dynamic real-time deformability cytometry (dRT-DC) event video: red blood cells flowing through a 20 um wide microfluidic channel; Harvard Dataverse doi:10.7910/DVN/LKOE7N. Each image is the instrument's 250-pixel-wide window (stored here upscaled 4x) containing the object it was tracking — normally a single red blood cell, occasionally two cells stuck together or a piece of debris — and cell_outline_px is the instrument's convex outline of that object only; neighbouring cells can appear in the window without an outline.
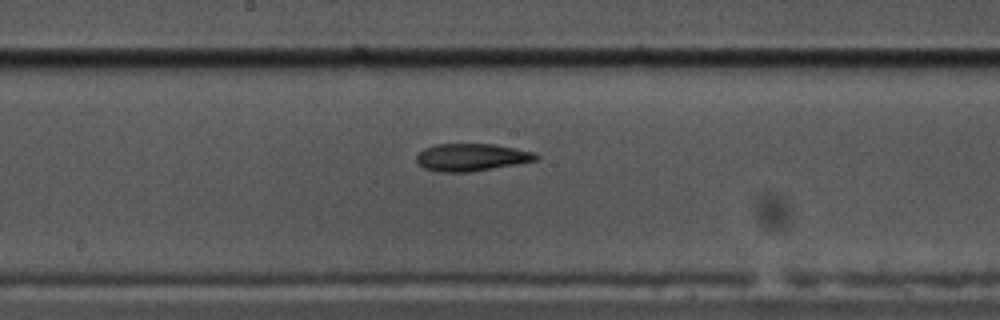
{"species": "common noctule bat (a hibernating species)", "species_latin": "Nyctalus noctula", "temperature_condition": "cold", "stored_images_in_passage": 39, "camera_frame_rate_fps": 3000, "um_per_image_px": 0.085, "animal": {"sex": "male", "body_mass_g": 17.5, "forearm_length_mm": 52.3}, "frame": {"image": 1, "passage_image": 18, "time_ms": 5.667, "image_size_px": [1000, 320], "cell_outline_px": [[540, 156], [536, 160], [516, 164], [472, 172], [436, 172], [424, 168], [416, 164], [416, 156], [424, 148], [436, 144], [492, 144], [516, 148], [536, 152]], "centroid_in_image_um": [40.06, 13.37], "position_along_channel_um": 208.1, "area_um2": 19.31}}
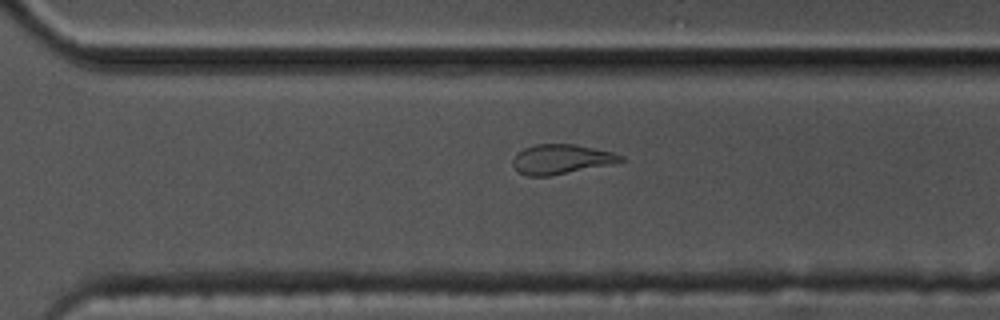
{"frame": {"image": 2, "passage_image": 28, "time_ms": 9.0, "image_size_px": [1000, 320], "cell_outline_px": [[624, 160], [608, 164], [552, 176], [528, 176], [520, 172], [512, 164], [512, 160], [516, 152], [524, 148], [536, 144], [576, 144], [612, 152], [624, 156]], "centroid_in_image_um": [47.66, 13.52], "position_along_channel_um": 322.9, "area_um2": 18.5}}
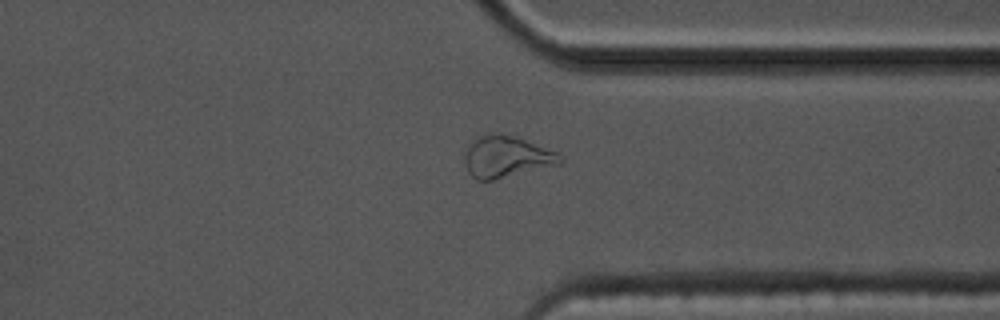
{"frame": {"image": 3, "passage_image": 32, "time_ms": 10.333, "image_size_px": [1000, 320], "cell_outline_px": [[564, 160], [560, 164], [492, 180], [476, 180], [468, 172], [464, 156], [468, 144], [480, 136], [488, 132], [500, 132], [516, 136], [556, 152]], "centroid_in_image_um": [43.02, 13.3], "position_along_channel_um": 368.4, "area_um2": 23.12}, "authors_computed_cell_mechanics": {"area_um2": 19.4208, "velocity_mm_per_s": 3.4517, "shape_relaxation_time_tau1_ms": 8.6368, "shape_relaxation_time_tau2_ms": 4.1308, "deformation_change_tau1": 0.2168, "deformation_change_tau2": 0.1093}}